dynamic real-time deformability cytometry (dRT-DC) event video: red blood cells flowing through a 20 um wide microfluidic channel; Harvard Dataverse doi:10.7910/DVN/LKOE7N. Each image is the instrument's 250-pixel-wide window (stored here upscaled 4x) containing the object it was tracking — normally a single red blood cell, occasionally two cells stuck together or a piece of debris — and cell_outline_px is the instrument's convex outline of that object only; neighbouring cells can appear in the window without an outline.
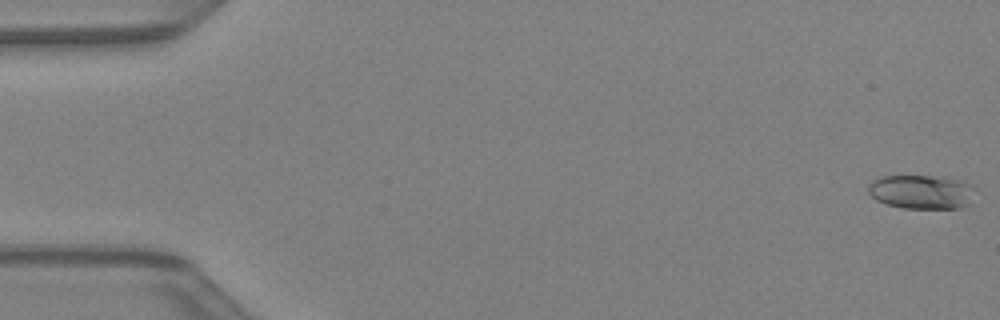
{"species": "Egyptian fruit bat (a non-hibernating species)", "species_latin": "Rousettus aegyptiacus", "temperature_condition": "warm", "stored_images_in_passage": 43, "camera_frame_rate_fps": 3000, "um_per_image_px": 0.085, "animal": {"sex": "female"}, "frame": {"image": 1, "passage_image": 1, "time_ms": 0.0, "image_size_px": [1000, 320], "cell_outline_px": [[972, 188], [968, 204], [960, 208], [904, 208], [888, 204], [876, 200], [868, 192], [868, 184], [872, 180], [880, 176], [928, 176], [956, 180], [968, 184]], "centroid_in_image_um": [78.21, 16.31], "position_along_channel_um": 6.8, "area_um2": 20.63}}
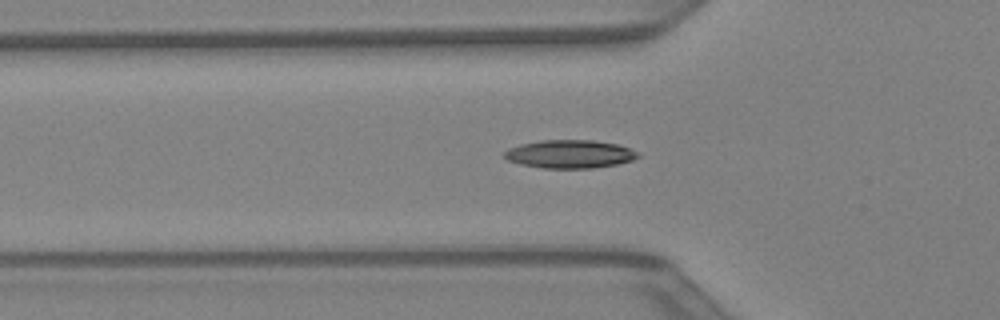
{"frame": {"image": 2, "passage_image": 15, "time_ms": 4.667, "image_size_px": [1000, 320], "cell_outline_px": [[640, 156], [632, 160], [616, 164], [592, 168], [544, 168], [520, 164], [508, 160], [504, 156], [504, 152], [508, 148], [520, 144], [540, 140], [592, 140], [616, 144], [640, 152]], "centroid_in_image_um": [48.42, 13.09], "position_along_channel_um": 77.4, "area_um2": 21.91}}
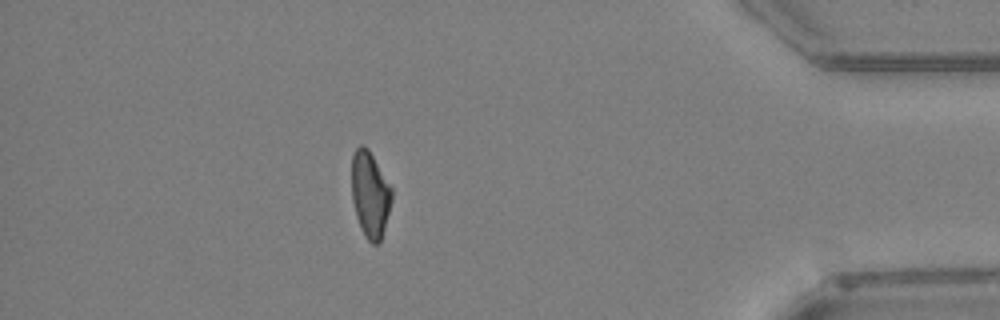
{"frame": {"image": 3, "passage_image": 38, "time_ms": 12.333, "image_size_px": [1000, 320], "cell_outline_px": [[392, 200], [384, 228], [380, 240], [376, 244], [372, 244], [364, 236], [360, 228], [356, 216], [352, 200], [352, 156], [356, 148], [360, 144], [364, 144], [368, 148], [392, 188]], "centroid_in_image_um": [31.44, 16.51], "position_along_channel_um": 403.8, "area_um2": 20.06}}